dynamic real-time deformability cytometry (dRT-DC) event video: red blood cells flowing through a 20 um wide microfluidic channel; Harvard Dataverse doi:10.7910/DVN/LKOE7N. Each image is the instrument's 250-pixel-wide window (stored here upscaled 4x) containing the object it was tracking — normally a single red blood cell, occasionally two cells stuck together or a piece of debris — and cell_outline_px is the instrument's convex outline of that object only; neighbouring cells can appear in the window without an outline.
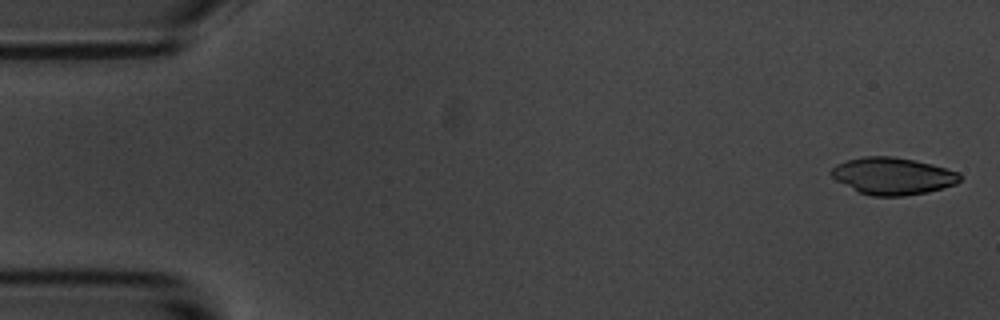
{"species": "common noctule bat (a hibernating species)", "species_latin": "Nyctalus noctula", "temperature_condition": "room temperature", "stored_images_in_passage": 4, "camera_frame_rate_fps": 3000, "um_per_image_px": 0.085, "animal": {"sex": "male", "body_mass_g": 20.1, "forearm_length_mm": 53.5}, "frame": {"image": 1, "passage_image": 1, "time_ms": 0.0, "image_size_px": [1000, 320], "cell_outline_px": [[960, 180], [956, 184], [928, 192], [904, 196], [872, 196], [860, 192], [836, 180], [828, 172], [836, 164], [844, 160], [864, 156], [892, 156], [932, 164], [960, 172]], "centroid_in_image_um": [75.87, 14.95], "position_along_channel_um": 9.1, "area_um2": 27.8}}